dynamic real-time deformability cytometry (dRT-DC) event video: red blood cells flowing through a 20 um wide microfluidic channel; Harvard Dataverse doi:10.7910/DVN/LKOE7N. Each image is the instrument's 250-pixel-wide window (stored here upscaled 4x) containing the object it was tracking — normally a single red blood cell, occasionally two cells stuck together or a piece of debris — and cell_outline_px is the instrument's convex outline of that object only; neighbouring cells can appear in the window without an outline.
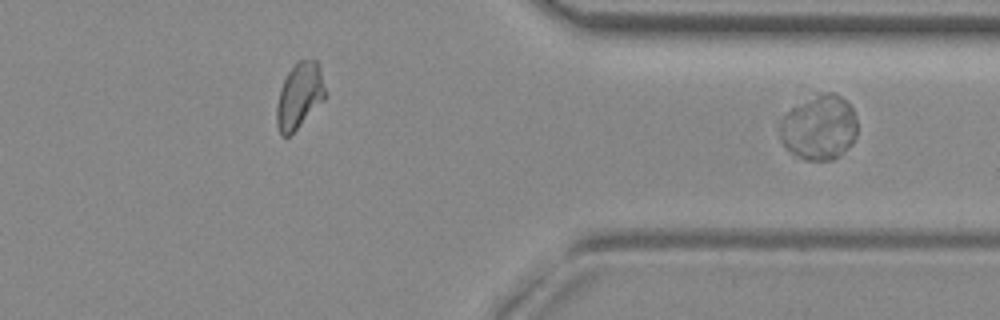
{"species": "common noctule bat (a hibernating species)", "species_latin": "Nyctalus noctula", "temperature_condition": "room temperature", "stored_images_in_passage": 40, "segment_of_instrument_passage": [2, 2], "camera_frame_rate_fps": 3000, "um_per_image_px": 0.085, "animal": {"sex": "female", "body_mass_g": 29.2, "forearm_length_mm": 56.3}, "frame": {"image": 1, "passage_image": 40, "time_ms": 13.0, "image_size_px": [1000, 320], "cell_outline_px": [[856, 136], [852, 144], [840, 156], [832, 160], [804, 160], [796, 156], [780, 140], [780, 124], [784, 116], [792, 108], [816, 96], [828, 92], [832, 92], [840, 96], [852, 108], [856, 120]], "centroid_in_image_um": [69.65, 10.88], "position_along_channel_um": 341.8, "area_um2": 28.78}}